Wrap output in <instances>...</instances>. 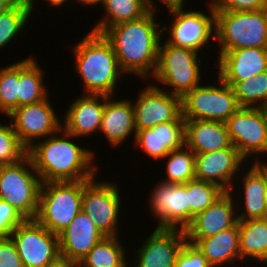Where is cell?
Segmentation results:
<instances>
[{"instance_id": "6da1fadb", "label": "cell", "mask_w": 267, "mask_h": 267, "mask_svg": "<svg viewBox=\"0 0 267 267\" xmlns=\"http://www.w3.org/2000/svg\"><path fill=\"white\" fill-rule=\"evenodd\" d=\"M156 9L143 17L107 28L102 34L111 43L123 73L139 75L142 79L153 77L157 63L159 44L163 32L158 28Z\"/></svg>"}, {"instance_id": "7a4b0ae2", "label": "cell", "mask_w": 267, "mask_h": 267, "mask_svg": "<svg viewBox=\"0 0 267 267\" xmlns=\"http://www.w3.org/2000/svg\"><path fill=\"white\" fill-rule=\"evenodd\" d=\"M40 139L27 149V155L42 183L90 180L97 174L93 165L94 152L71 141V134L61 129ZM42 140V141H41Z\"/></svg>"}, {"instance_id": "3957f363", "label": "cell", "mask_w": 267, "mask_h": 267, "mask_svg": "<svg viewBox=\"0 0 267 267\" xmlns=\"http://www.w3.org/2000/svg\"><path fill=\"white\" fill-rule=\"evenodd\" d=\"M75 69L83 80L86 94L113 96L117 82L124 74L111 43L103 34L89 32L74 45Z\"/></svg>"}, {"instance_id": "277c9868", "label": "cell", "mask_w": 267, "mask_h": 267, "mask_svg": "<svg viewBox=\"0 0 267 267\" xmlns=\"http://www.w3.org/2000/svg\"><path fill=\"white\" fill-rule=\"evenodd\" d=\"M220 53L240 48H267V8L257 11L215 10V40Z\"/></svg>"}, {"instance_id": "5b68a950", "label": "cell", "mask_w": 267, "mask_h": 267, "mask_svg": "<svg viewBox=\"0 0 267 267\" xmlns=\"http://www.w3.org/2000/svg\"><path fill=\"white\" fill-rule=\"evenodd\" d=\"M84 180L42 183L35 220L52 233H61L82 210Z\"/></svg>"}, {"instance_id": "8992f818", "label": "cell", "mask_w": 267, "mask_h": 267, "mask_svg": "<svg viewBox=\"0 0 267 267\" xmlns=\"http://www.w3.org/2000/svg\"><path fill=\"white\" fill-rule=\"evenodd\" d=\"M42 181L28 155L0 166V199L7 201L26 220L36 218Z\"/></svg>"}, {"instance_id": "52a82bcc", "label": "cell", "mask_w": 267, "mask_h": 267, "mask_svg": "<svg viewBox=\"0 0 267 267\" xmlns=\"http://www.w3.org/2000/svg\"><path fill=\"white\" fill-rule=\"evenodd\" d=\"M200 63L198 52L173 46L166 41L163 45L160 41L158 63L153 77L154 80L172 87L169 93L183 98L200 85Z\"/></svg>"}, {"instance_id": "ba28073f", "label": "cell", "mask_w": 267, "mask_h": 267, "mask_svg": "<svg viewBox=\"0 0 267 267\" xmlns=\"http://www.w3.org/2000/svg\"><path fill=\"white\" fill-rule=\"evenodd\" d=\"M219 86L198 85L182 98V116L185 120L226 122L240 105L232 86L218 77Z\"/></svg>"}, {"instance_id": "9c48e42d", "label": "cell", "mask_w": 267, "mask_h": 267, "mask_svg": "<svg viewBox=\"0 0 267 267\" xmlns=\"http://www.w3.org/2000/svg\"><path fill=\"white\" fill-rule=\"evenodd\" d=\"M120 191L114 183L84 180L82 211L105 236H118Z\"/></svg>"}, {"instance_id": "30bf717a", "label": "cell", "mask_w": 267, "mask_h": 267, "mask_svg": "<svg viewBox=\"0 0 267 267\" xmlns=\"http://www.w3.org/2000/svg\"><path fill=\"white\" fill-rule=\"evenodd\" d=\"M23 267H47L60 255L59 236L35 219L25 220L10 235Z\"/></svg>"}, {"instance_id": "8fae6325", "label": "cell", "mask_w": 267, "mask_h": 267, "mask_svg": "<svg viewBox=\"0 0 267 267\" xmlns=\"http://www.w3.org/2000/svg\"><path fill=\"white\" fill-rule=\"evenodd\" d=\"M183 7H168L175 18L168 29L170 37L166 42L199 53L202 47L209 44L211 37L215 40V10L209 5L210 13L207 15L201 11H185Z\"/></svg>"}, {"instance_id": "7c38bea8", "label": "cell", "mask_w": 267, "mask_h": 267, "mask_svg": "<svg viewBox=\"0 0 267 267\" xmlns=\"http://www.w3.org/2000/svg\"><path fill=\"white\" fill-rule=\"evenodd\" d=\"M8 117L19 141L26 149H29L34 142L40 141V138L45 139L61 132L62 129V122L54 112L49 97L36 103L19 106Z\"/></svg>"}, {"instance_id": "4fadbf2b", "label": "cell", "mask_w": 267, "mask_h": 267, "mask_svg": "<svg viewBox=\"0 0 267 267\" xmlns=\"http://www.w3.org/2000/svg\"><path fill=\"white\" fill-rule=\"evenodd\" d=\"M231 144L245 159L267 154V132L259 108L240 107L225 122Z\"/></svg>"}, {"instance_id": "5bb4252c", "label": "cell", "mask_w": 267, "mask_h": 267, "mask_svg": "<svg viewBox=\"0 0 267 267\" xmlns=\"http://www.w3.org/2000/svg\"><path fill=\"white\" fill-rule=\"evenodd\" d=\"M156 86L143 89L133 104L136 131L169 121H185L182 98Z\"/></svg>"}, {"instance_id": "9a60e30c", "label": "cell", "mask_w": 267, "mask_h": 267, "mask_svg": "<svg viewBox=\"0 0 267 267\" xmlns=\"http://www.w3.org/2000/svg\"><path fill=\"white\" fill-rule=\"evenodd\" d=\"M153 189L149 206L159 220L156 228L184 230L189 225L187 183L176 184L161 180Z\"/></svg>"}, {"instance_id": "2e32d148", "label": "cell", "mask_w": 267, "mask_h": 267, "mask_svg": "<svg viewBox=\"0 0 267 267\" xmlns=\"http://www.w3.org/2000/svg\"><path fill=\"white\" fill-rule=\"evenodd\" d=\"M232 197L231 191L225 192L206 210L192 219L184 229L187 243L195 245L200 239L213 236L239 222L236 212L239 205L235 204L237 202Z\"/></svg>"}, {"instance_id": "e0dca14e", "label": "cell", "mask_w": 267, "mask_h": 267, "mask_svg": "<svg viewBox=\"0 0 267 267\" xmlns=\"http://www.w3.org/2000/svg\"><path fill=\"white\" fill-rule=\"evenodd\" d=\"M186 242L183 229L155 228L136 251L135 267H174Z\"/></svg>"}, {"instance_id": "ac0fdd59", "label": "cell", "mask_w": 267, "mask_h": 267, "mask_svg": "<svg viewBox=\"0 0 267 267\" xmlns=\"http://www.w3.org/2000/svg\"><path fill=\"white\" fill-rule=\"evenodd\" d=\"M246 160L231 145L218 151L195 154V179L218 185L225 192L235 189L232 180Z\"/></svg>"}, {"instance_id": "d6986e66", "label": "cell", "mask_w": 267, "mask_h": 267, "mask_svg": "<svg viewBox=\"0 0 267 267\" xmlns=\"http://www.w3.org/2000/svg\"><path fill=\"white\" fill-rule=\"evenodd\" d=\"M219 75L233 86L237 81L267 71V48H240L219 54Z\"/></svg>"}, {"instance_id": "ffe728a7", "label": "cell", "mask_w": 267, "mask_h": 267, "mask_svg": "<svg viewBox=\"0 0 267 267\" xmlns=\"http://www.w3.org/2000/svg\"><path fill=\"white\" fill-rule=\"evenodd\" d=\"M104 108L105 95L84 94L76 98L63 117L62 130L74 138L96 133L101 126Z\"/></svg>"}, {"instance_id": "44dd1931", "label": "cell", "mask_w": 267, "mask_h": 267, "mask_svg": "<svg viewBox=\"0 0 267 267\" xmlns=\"http://www.w3.org/2000/svg\"><path fill=\"white\" fill-rule=\"evenodd\" d=\"M135 147L142 148L151 158L163 160L170 151L185 146V121H169L135 133Z\"/></svg>"}, {"instance_id": "7402d4cb", "label": "cell", "mask_w": 267, "mask_h": 267, "mask_svg": "<svg viewBox=\"0 0 267 267\" xmlns=\"http://www.w3.org/2000/svg\"><path fill=\"white\" fill-rule=\"evenodd\" d=\"M58 236L60 255L78 262L105 237L82 210Z\"/></svg>"}, {"instance_id": "603a6c76", "label": "cell", "mask_w": 267, "mask_h": 267, "mask_svg": "<svg viewBox=\"0 0 267 267\" xmlns=\"http://www.w3.org/2000/svg\"><path fill=\"white\" fill-rule=\"evenodd\" d=\"M105 96L101 131L111 146H119L131 133H136L133 103L128 99L113 100Z\"/></svg>"}, {"instance_id": "cb8c5ba5", "label": "cell", "mask_w": 267, "mask_h": 267, "mask_svg": "<svg viewBox=\"0 0 267 267\" xmlns=\"http://www.w3.org/2000/svg\"><path fill=\"white\" fill-rule=\"evenodd\" d=\"M185 145L195 154H205L229 148L226 124L211 120H185Z\"/></svg>"}, {"instance_id": "d4e9b609", "label": "cell", "mask_w": 267, "mask_h": 267, "mask_svg": "<svg viewBox=\"0 0 267 267\" xmlns=\"http://www.w3.org/2000/svg\"><path fill=\"white\" fill-rule=\"evenodd\" d=\"M260 163L255 159L254 165L249 167L247 172H243V210L238 213L239 221H246L249 219H263L266 218L265 205V186H266V162ZM240 214V215H239Z\"/></svg>"}, {"instance_id": "484cf974", "label": "cell", "mask_w": 267, "mask_h": 267, "mask_svg": "<svg viewBox=\"0 0 267 267\" xmlns=\"http://www.w3.org/2000/svg\"><path fill=\"white\" fill-rule=\"evenodd\" d=\"M195 246L206 257L211 267L241 260L238 223L213 236L200 239Z\"/></svg>"}, {"instance_id": "4316f807", "label": "cell", "mask_w": 267, "mask_h": 267, "mask_svg": "<svg viewBox=\"0 0 267 267\" xmlns=\"http://www.w3.org/2000/svg\"><path fill=\"white\" fill-rule=\"evenodd\" d=\"M241 259L250 257L267 264V218L238 222Z\"/></svg>"}, {"instance_id": "83f0119b", "label": "cell", "mask_w": 267, "mask_h": 267, "mask_svg": "<svg viewBox=\"0 0 267 267\" xmlns=\"http://www.w3.org/2000/svg\"><path fill=\"white\" fill-rule=\"evenodd\" d=\"M43 73L33 57L19 60L18 107L42 101L49 96L42 82Z\"/></svg>"}, {"instance_id": "f1b7e54d", "label": "cell", "mask_w": 267, "mask_h": 267, "mask_svg": "<svg viewBox=\"0 0 267 267\" xmlns=\"http://www.w3.org/2000/svg\"><path fill=\"white\" fill-rule=\"evenodd\" d=\"M102 5L106 16L91 29L100 34L117 24L139 19L152 9L147 0H105Z\"/></svg>"}, {"instance_id": "f546056e", "label": "cell", "mask_w": 267, "mask_h": 267, "mask_svg": "<svg viewBox=\"0 0 267 267\" xmlns=\"http://www.w3.org/2000/svg\"><path fill=\"white\" fill-rule=\"evenodd\" d=\"M126 251L117 236L103 237L81 259L80 267H127Z\"/></svg>"}, {"instance_id": "4dcf8cb0", "label": "cell", "mask_w": 267, "mask_h": 267, "mask_svg": "<svg viewBox=\"0 0 267 267\" xmlns=\"http://www.w3.org/2000/svg\"><path fill=\"white\" fill-rule=\"evenodd\" d=\"M166 157L167 179L164 182L185 184L195 179V153L190 148L185 145L170 151Z\"/></svg>"}, {"instance_id": "1f68e13d", "label": "cell", "mask_w": 267, "mask_h": 267, "mask_svg": "<svg viewBox=\"0 0 267 267\" xmlns=\"http://www.w3.org/2000/svg\"><path fill=\"white\" fill-rule=\"evenodd\" d=\"M232 88L240 107L259 108L267 103V71L239 80Z\"/></svg>"}, {"instance_id": "d6a6232c", "label": "cell", "mask_w": 267, "mask_h": 267, "mask_svg": "<svg viewBox=\"0 0 267 267\" xmlns=\"http://www.w3.org/2000/svg\"><path fill=\"white\" fill-rule=\"evenodd\" d=\"M32 8L29 0H18L10 9L0 15V49L16 38L26 26Z\"/></svg>"}, {"instance_id": "836d02e7", "label": "cell", "mask_w": 267, "mask_h": 267, "mask_svg": "<svg viewBox=\"0 0 267 267\" xmlns=\"http://www.w3.org/2000/svg\"><path fill=\"white\" fill-rule=\"evenodd\" d=\"M224 193L225 191L216 184L196 179L188 181L189 224L197 214L206 210Z\"/></svg>"}, {"instance_id": "e575fe53", "label": "cell", "mask_w": 267, "mask_h": 267, "mask_svg": "<svg viewBox=\"0 0 267 267\" xmlns=\"http://www.w3.org/2000/svg\"><path fill=\"white\" fill-rule=\"evenodd\" d=\"M19 61L0 68V111L8 116L18 107Z\"/></svg>"}, {"instance_id": "d590c367", "label": "cell", "mask_w": 267, "mask_h": 267, "mask_svg": "<svg viewBox=\"0 0 267 267\" xmlns=\"http://www.w3.org/2000/svg\"><path fill=\"white\" fill-rule=\"evenodd\" d=\"M9 124L0 123V166L18 162L27 155V149Z\"/></svg>"}, {"instance_id": "8d00e7d4", "label": "cell", "mask_w": 267, "mask_h": 267, "mask_svg": "<svg viewBox=\"0 0 267 267\" xmlns=\"http://www.w3.org/2000/svg\"><path fill=\"white\" fill-rule=\"evenodd\" d=\"M25 220L7 201L0 199V238H10L13 230Z\"/></svg>"}, {"instance_id": "74e56055", "label": "cell", "mask_w": 267, "mask_h": 267, "mask_svg": "<svg viewBox=\"0 0 267 267\" xmlns=\"http://www.w3.org/2000/svg\"><path fill=\"white\" fill-rule=\"evenodd\" d=\"M209 5L214 10L247 12L267 8V0H211Z\"/></svg>"}, {"instance_id": "f35d334b", "label": "cell", "mask_w": 267, "mask_h": 267, "mask_svg": "<svg viewBox=\"0 0 267 267\" xmlns=\"http://www.w3.org/2000/svg\"><path fill=\"white\" fill-rule=\"evenodd\" d=\"M174 267H211L206 257L192 244L185 243L177 255Z\"/></svg>"}, {"instance_id": "ab89813d", "label": "cell", "mask_w": 267, "mask_h": 267, "mask_svg": "<svg viewBox=\"0 0 267 267\" xmlns=\"http://www.w3.org/2000/svg\"><path fill=\"white\" fill-rule=\"evenodd\" d=\"M0 267H23L11 238H0Z\"/></svg>"}, {"instance_id": "60d3db41", "label": "cell", "mask_w": 267, "mask_h": 267, "mask_svg": "<svg viewBox=\"0 0 267 267\" xmlns=\"http://www.w3.org/2000/svg\"><path fill=\"white\" fill-rule=\"evenodd\" d=\"M47 267H80L79 262L59 255Z\"/></svg>"}, {"instance_id": "b9f144b4", "label": "cell", "mask_w": 267, "mask_h": 267, "mask_svg": "<svg viewBox=\"0 0 267 267\" xmlns=\"http://www.w3.org/2000/svg\"><path fill=\"white\" fill-rule=\"evenodd\" d=\"M154 0H147L149 6L152 9H156L157 7L155 6V3L153 2ZM161 2L166 4V7H173V6H184L185 0H160Z\"/></svg>"}, {"instance_id": "7bdbcfd3", "label": "cell", "mask_w": 267, "mask_h": 267, "mask_svg": "<svg viewBox=\"0 0 267 267\" xmlns=\"http://www.w3.org/2000/svg\"><path fill=\"white\" fill-rule=\"evenodd\" d=\"M18 0H0V15L10 9Z\"/></svg>"}, {"instance_id": "ee69618b", "label": "cell", "mask_w": 267, "mask_h": 267, "mask_svg": "<svg viewBox=\"0 0 267 267\" xmlns=\"http://www.w3.org/2000/svg\"><path fill=\"white\" fill-rule=\"evenodd\" d=\"M263 117H264V120H265V126H266V132H267V103L264 104L263 106L259 107Z\"/></svg>"}, {"instance_id": "f6af8a7d", "label": "cell", "mask_w": 267, "mask_h": 267, "mask_svg": "<svg viewBox=\"0 0 267 267\" xmlns=\"http://www.w3.org/2000/svg\"><path fill=\"white\" fill-rule=\"evenodd\" d=\"M48 1V3L51 4V6H61L62 7V3H66L67 0H46Z\"/></svg>"}, {"instance_id": "bcb514c9", "label": "cell", "mask_w": 267, "mask_h": 267, "mask_svg": "<svg viewBox=\"0 0 267 267\" xmlns=\"http://www.w3.org/2000/svg\"><path fill=\"white\" fill-rule=\"evenodd\" d=\"M105 0H85V5L87 6V5H96V4H100V2L101 3H103Z\"/></svg>"}, {"instance_id": "7dc6e473", "label": "cell", "mask_w": 267, "mask_h": 267, "mask_svg": "<svg viewBox=\"0 0 267 267\" xmlns=\"http://www.w3.org/2000/svg\"><path fill=\"white\" fill-rule=\"evenodd\" d=\"M264 199H265V205H266V218H267V164H266V186H265V194H264Z\"/></svg>"}, {"instance_id": "c3c4849f", "label": "cell", "mask_w": 267, "mask_h": 267, "mask_svg": "<svg viewBox=\"0 0 267 267\" xmlns=\"http://www.w3.org/2000/svg\"><path fill=\"white\" fill-rule=\"evenodd\" d=\"M29 2H30V4H31V8H33L34 7V0H29Z\"/></svg>"}, {"instance_id": "681fc988", "label": "cell", "mask_w": 267, "mask_h": 267, "mask_svg": "<svg viewBox=\"0 0 267 267\" xmlns=\"http://www.w3.org/2000/svg\"><path fill=\"white\" fill-rule=\"evenodd\" d=\"M78 2L82 3L83 5H85V0H78Z\"/></svg>"}]
</instances>
